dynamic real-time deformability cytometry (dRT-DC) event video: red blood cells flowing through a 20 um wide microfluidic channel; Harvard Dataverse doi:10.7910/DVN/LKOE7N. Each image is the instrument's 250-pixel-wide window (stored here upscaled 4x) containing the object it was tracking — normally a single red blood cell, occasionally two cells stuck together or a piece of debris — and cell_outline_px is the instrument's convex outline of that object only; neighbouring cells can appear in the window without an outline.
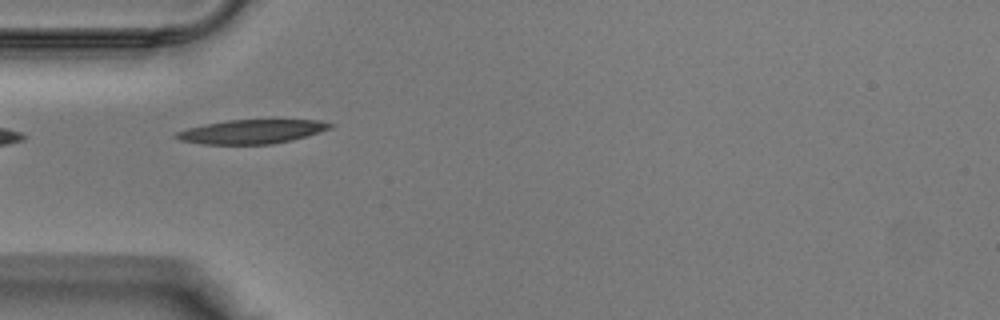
{"species": "Egyptian fruit bat (a non-hibernating species)", "species_latin": "Rousettus aegyptiacus", "temperature_condition": "warm", "stored_images_in_passage": 28, "camera_frame_rate_fps": 3000, "um_per_image_px": 0.085, "animal": {"sex": "male"}, "frame": {"image": 1, "passage_image": 1, "time_ms": 0.0, "image_size_px": [1000, 320], "cell_outline_px": [[336, 124], [332, 128], [308, 136], [292, 140], [272, 144], [200, 144], [180, 140], [172, 136], [176, 132], [188, 128], [228, 120], [320, 120]], "centroid_in_image_um": [21.44, 11.19], "position_along_channel_um": 63.6, "area_um2": 21.56}}
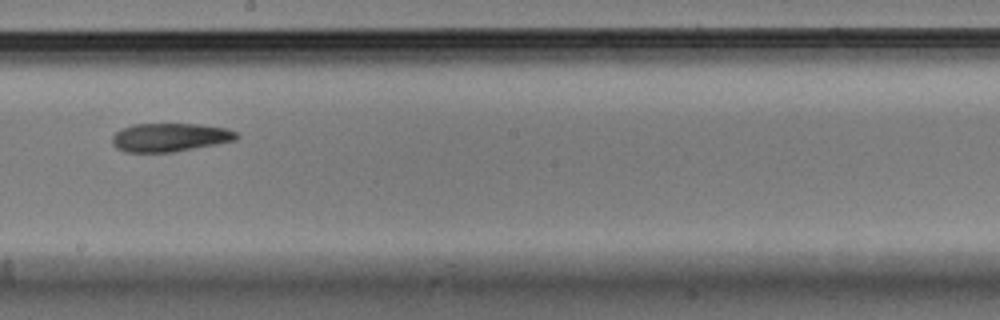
{"frame": {"image": 2, "passage_image": 11, "time_ms": 3.333, "image_size_px": [1000, 320], "cell_outline_px": [[240, 136], [236, 140], [216, 144], [172, 152], [124, 152], [116, 148], [112, 144], [112, 136], [120, 128], [132, 124], [196, 124], [228, 128], [240, 132]], "centroid_in_image_um": [14.45, 11.67], "position_along_channel_um": 233.8, "area_um2": 20.87}}
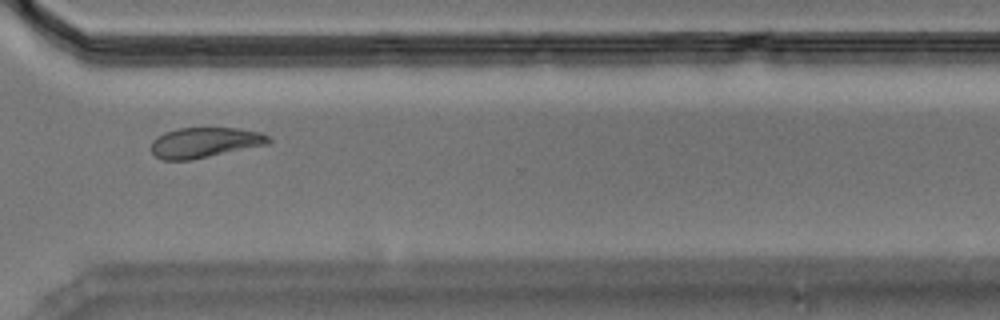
{"frame": {"image": 3, "passage_image": 18, "time_ms": 5.667, "image_size_px": [1000, 320], "cell_outline_px": [[272, 140], [268, 144], [192, 160], [160, 160], [152, 156], [152, 140], [156, 136], [164, 132], [176, 128], [236, 128], [260, 132], [268, 136]], "centroid_in_image_um": [17.35, 12.12], "position_along_channel_um": 353.2, "area_um2": 20.92}}